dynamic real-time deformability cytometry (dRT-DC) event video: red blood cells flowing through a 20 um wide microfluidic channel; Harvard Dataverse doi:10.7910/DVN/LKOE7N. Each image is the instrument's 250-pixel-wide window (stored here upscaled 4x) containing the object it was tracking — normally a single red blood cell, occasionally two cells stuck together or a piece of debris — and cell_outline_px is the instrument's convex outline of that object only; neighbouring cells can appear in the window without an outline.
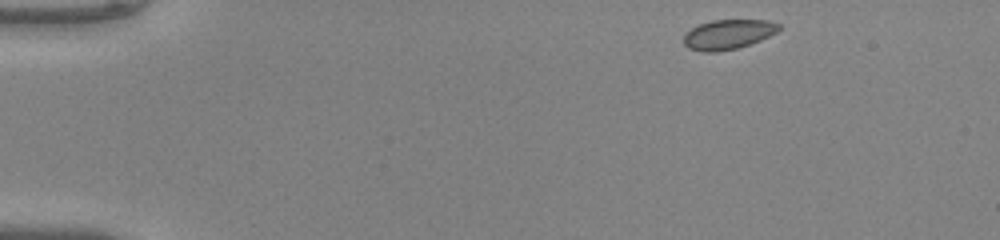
{"species": "common noctule bat (a hibernating species)", "species_latin": "Nyctalus noctula", "temperature_condition": "warm", "stored_images_in_passage": 44, "camera_frame_rate_fps": 3000, "um_per_image_px": 0.085, "animal": {"sex": "male", "body_mass_g": 20.0, "forearm_length_mm": 53.3}, "frame": {"image": 1, "passage_image": 1, "time_ms": 0.0, "image_size_px": [1000, 240], "cell_outline_px": [[780, 28], [776, 32], [760, 40], [736, 48], [716, 52], [704, 52], [688, 48], [684, 44], [684, 36], [692, 28], [700, 24], [712, 20], [768, 20], [780, 24]], "centroid_in_image_um": [61.89, 2.92], "position_along_channel_um": 23.1, "area_um2": 16.24}}
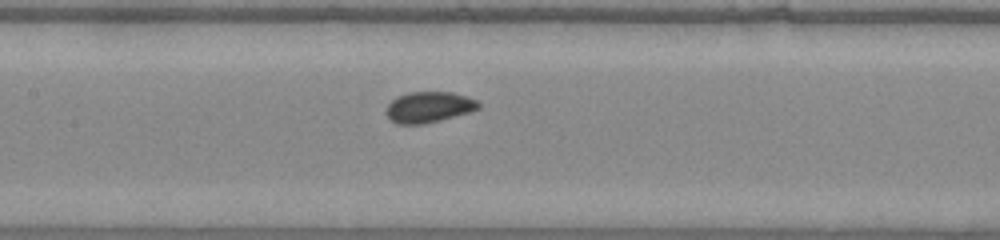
{"frame": {"image": 2, "passage_image": 19, "time_ms": 6.0, "image_size_px": [1000, 240], "cell_outline_px": [[480, 108], [468, 112], [440, 120], [424, 124], [396, 124], [384, 112], [388, 104], [392, 100], [408, 92], [452, 92], [476, 100], [480, 104]], "centroid_in_image_um": [36.42, 9.11], "position_along_channel_um": 171.0, "area_um2": 16.42}}
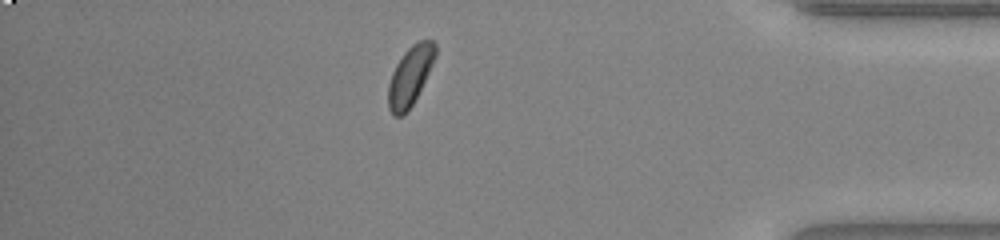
{"frame": {"image": 3, "passage_image": 38, "time_ms": 12.333, "image_size_px": [1000, 240], "cell_outline_px": [[436, 56], [412, 104], [400, 116], [392, 116], [388, 108], [388, 84], [392, 72], [396, 64], [404, 52], [412, 44], [420, 40], [432, 40], [436, 44]], "centroid_in_image_um": [34.84, 6.43], "position_along_channel_um": 400.4, "area_um2": 15.9}, "authors_computed_cell_mechanics": {"area_um2": 16.473, "velocity_mm_per_s": 4.1151, "shape_relaxation_time_tau1_ms": 2.2141, "shape_relaxation_time_tau2_ms": null, "deformation_change_tau1": 0.0576, "deformation_change_tau2": null}}